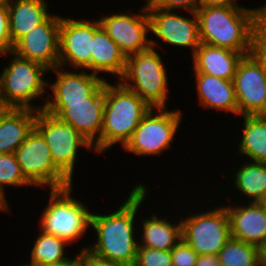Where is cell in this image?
Returning a JSON list of instances; mask_svg holds the SVG:
<instances>
[{"label":"cell","instance_id":"6da1fadb","mask_svg":"<svg viewBox=\"0 0 266 266\" xmlns=\"http://www.w3.org/2000/svg\"><path fill=\"white\" fill-rule=\"evenodd\" d=\"M196 15L201 43L251 54L266 27V3L258 8L201 5Z\"/></svg>","mask_w":266,"mask_h":266},{"label":"cell","instance_id":"7a4b0ae2","mask_svg":"<svg viewBox=\"0 0 266 266\" xmlns=\"http://www.w3.org/2000/svg\"><path fill=\"white\" fill-rule=\"evenodd\" d=\"M147 190L146 185L139 183L116 211L92 214L90 228L96 232L97 240L87 246L90 251L114 263L134 266L139 246L134 222L140 205L147 199Z\"/></svg>","mask_w":266,"mask_h":266},{"label":"cell","instance_id":"3957f363","mask_svg":"<svg viewBox=\"0 0 266 266\" xmlns=\"http://www.w3.org/2000/svg\"><path fill=\"white\" fill-rule=\"evenodd\" d=\"M118 82V83H117ZM104 87V113L100 135V154L115 144L122 147L151 107L120 81Z\"/></svg>","mask_w":266,"mask_h":266},{"label":"cell","instance_id":"277c9868","mask_svg":"<svg viewBox=\"0 0 266 266\" xmlns=\"http://www.w3.org/2000/svg\"><path fill=\"white\" fill-rule=\"evenodd\" d=\"M157 43L151 38L149 48L126 57V68L119 81L151 108H165L169 82L162 58L155 50Z\"/></svg>","mask_w":266,"mask_h":266},{"label":"cell","instance_id":"5b68a950","mask_svg":"<svg viewBox=\"0 0 266 266\" xmlns=\"http://www.w3.org/2000/svg\"><path fill=\"white\" fill-rule=\"evenodd\" d=\"M13 56L8 66L0 73V84L4 103L7 108L44 110V105L32 104L36 98L47 95L48 80H44L49 69L40 63ZM45 74V75H44ZM46 91V92H45Z\"/></svg>","mask_w":266,"mask_h":266},{"label":"cell","instance_id":"8992f818","mask_svg":"<svg viewBox=\"0 0 266 266\" xmlns=\"http://www.w3.org/2000/svg\"><path fill=\"white\" fill-rule=\"evenodd\" d=\"M73 184L60 189H50L49 203L41 213L42 232L73 243L91 227L92 213L86 204L71 196Z\"/></svg>","mask_w":266,"mask_h":266},{"label":"cell","instance_id":"52a82bcc","mask_svg":"<svg viewBox=\"0 0 266 266\" xmlns=\"http://www.w3.org/2000/svg\"><path fill=\"white\" fill-rule=\"evenodd\" d=\"M34 128L49 146L54 165L72 182L79 147L94 151L93 145L70 124L45 110L37 111Z\"/></svg>","mask_w":266,"mask_h":266},{"label":"cell","instance_id":"ba28073f","mask_svg":"<svg viewBox=\"0 0 266 266\" xmlns=\"http://www.w3.org/2000/svg\"><path fill=\"white\" fill-rule=\"evenodd\" d=\"M182 114L180 109L151 108L123 149L136 156H159L173 144L174 136L180 130Z\"/></svg>","mask_w":266,"mask_h":266},{"label":"cell","instance_id":"9c48e42d","mask_svg":"<svg viewBox=\"0 0 266 266\" xmlns=\"http://www.w3.org/2000/svg\"><path fill=\"white\" fill-rule=\"evenodd\" d=\"M180 218L182 239L198 255H217L231 238L229 218L225 206L213 207Z\"/></svg>","mask_w":266,"mask_h":266},{"label":"cell","instance_id":"30bf717a","mask_svg":"<svg viewBox=\"0 0 266 266\" xmlns=\"http://www.w3.org/2000/svg\"><path fill=\"white\" fill-rule=\"evenodd\" d=\"M15 155L23 175L35 187L45 186L50 190L74 184L54 165L49 146L35 128L16 149Z\"/></svg>","mask_w":266,"mask_h":266},{"label":"cell","instance_id":"8fae6325","mask_svg":"<svg viewBox=\"0 0 266 266\" xmlns=\"http://www.w3.org/2000/svg\"><path fill=\"white\" fill-rule=\"evenodd\" d=\"M101 27L98 20L61 17L59 31V66L88 70L91 73V51L94 33ZM68 63V64H67Z\"/></svg>","mask_w":266,"mask_h":266},{"label":"cell","instance_id":"7c38bea8","mask_svg":"<svg viewBox=\"0 0 266 266\" xmlns=\"http://www.w3.org/2000/svg\"><path fill=\"white\" fill-rule=\"evenodd\" d=\"M104 89L92 101L46 102L44 110L70 124L100 154V135L104 113Z\"/></svg>","mask_w":266,"mask_h":266},{"label":"cell","instance_id":"4fadbf2b","mask_svg":"<svg viewBox=\"0 0 266 266\" xmlns=\"http://www.w3.org/2000/svg\"><path fill=\"white\" fill-rule=\"evenodd\" d=\"M141 10L142 13L117 12L108 16L103 15L99 19L103 29L126 57L151 46L147 36L150 32V18L146 8L142 7Z\"/></svg>","mask_w":266,"mask_h":266},{"label":"cell","instance_id":"5bb4252c","mask_svg":"<svg viewBox=\"0 0 266 266\" xmlns=\"http://www.w3.org/2000/svg\"><path fill=\"white\" fill-rule=\"evenodd\" d=\"M238 116L266 115V82L260 62L248 54L239 61L233 78Z\"/></svg>","mask_w":266,"mask_h":266},{"label":"cell","instance_id":"9a60e30c","mask_svg":"<svg viewBox=\"0 0 266 266\" xmlns=\"http://www.w3.org/2000/svg\"><path fill=\"white\" fill-rule=\"evenodd\" d=\"M61 15L51 14L43 23L24 35L13 53L52 70L59 66V31Z\"/></svg>","mask_w":266,"mask_h":266},{"label":"cell","instance_id":"2e32d148","mask_svg":"<svg viewBox=\"0 0 266 266\" xmlns=\"http://www.w3.org/2000/svg\"><path fill=\"white\" fill-rule=\"evenodd\" d=\"M150 18V33L158 40L174 47H186L191 50V56L201 44L199 24L196 12H189L190 17L177 14L175 10H163L160 8L147 9Z\"/></svg>","mask_w":266,"mask_h":266},{"label":"cell","instance_id":"e0dca14e","mask_svg":"<svg viewBox=\"0 0 266 266\" xmlns=\"http://www.w3.org/2000/svg\"><path fill=\"white\" fill-rule=\"evenodd\" d=\"M55 72V82H48V88H51L50 94L45 97L43 105L46 102H77L92 101L105 87L106 79L94 73H88L85 70L77 72L64 71L63 67L57 66L49 70ZM51 98V100H50Z\"/></svg>","mask_w":266,"mask_h":266},{"label":"cell","instance_id":"ac0fdd59","mask_svg":"<svg viewBox=\"0 0 266 266\" xmlns=\"http://www.w3.org/2000/svg\"><path fill=\"white\" fill-rule=\"evenodd\" d=\"M246 203L224 205L231 237L258 247L266 238V202Z\"/></svg>","mask_w":266,"mask_h":266},{"label":"cell","instance_id":"d6986e66","mask_svg":"<svg viewBox=\"0 0 266 266\" xmlns=\"http://www.w3.org/2000/svg\"><path fill=\"white\" fill-rule=\"evenodd\" d=\"M243 56L240 52L201 43L191 56L193 72L233 81L237 65Z\"/></svg>","mask_w":266,"mask_h":266},{"label":"cell","instance_id":"ffe728a7","mask_svg":"<svg viewBox=\"0 0 266 266\" xmlns=\"http://www.w3.org/2000/svg\"><path fill=\"white\" fill-rule=\"evenodd\" d=\"M193 73L196 79L198 102L204 109L231 112L238 116V104L232 80H225L205 73Z\"/></svg>","mask_w":266,"mask_h":266},{"label":"cell","instance_id":"44dd1931","mask_svg":"<svg viewBox=\"0 0 266 266\" xmlns=\"http://www.w3.org/2000/svg\"><path fill=\"white\" fill-rule=\"evenodd\" d=\"M37 111L1 108L0 154L15 153L33 130Z\"/></svg>","mask_w":266,"mask_h":266},{"label":"cell","instance_id":"7402d4cb","mask_svg":"<svg viewBox=\"0 0 266 266\" xmlns=\"http://www.w3.org/2000/svg\"><path fill=\"white\" fill-rule=\"evenodd\" d=\"M46 0H13L8 5L12 46L50 15Z\"/></svg>","mask_w":266,"mask_h":266},{"label":"cell","instance_id":"603a6c76","mask_svg":"<svg viewBox=\"0 0 266 266\" xmlns=\"http://www.w3.org/2000/svg\"><path fill=\"white\" fill-rule=\"evenodd\" d=\"M126 68V56L121 52L119 46L108 36L101 26L93 36L91 51V71L99 75L108 73L123 76Z\"/></svg>","mask_w":266,"mask_h":266},{"label":"cell","instance_id":"cb8c5ba5","mask_svg":"<svg viewBox=\"0 0 266 266\" xmlns=\"http://www.w3.org/2000/svg\"><path fill=\"white\" fill-rule=\"evenodd\" d=\"M150 215H152L151 218L149 216L141 222L143 233H141V241H138V247L171 251L182 239L181 220L173 223L168 221L167 217L161 218L160 215L159 218L155 213Z\"/></svg>","mask_w":266,"mask_h":266},{"label":"cell","instance_id":"d4e9b609","mask_svg":"<svg viewBox=\"0 0 266 266\" xmlns=\"http://www.w3.org/2000/svg\"><path fill=\"white\" fill-rule=\"evenodd\" d=\"M242 138L237 146L247 160L266 163V115H242Z\"/></svg>","mask_w":266,"mask_h":266},{"label":"cell","instance_id":"484cf974","mask_svg":"<svg viewBox=\"0 0 266 266\" xmlns=\"http://www.w3.org/2000/svg\"><path fill=\"white\" fill-rule=\"evenodd\" d=\"M234 170V188L245 197L248 202H266V163L248 161Z\"/></svg>","mask_w":266,"mask_h":266},{"label":"cell","instance_id":"4316f807","mask_svg":"<svg viewBox=\"0 0 266 266\" xmlns=\"http://www.w3.org/2000/svg\"><path fill=\"white\" fill-rule=\"evenodd\" d=\"M36 241L34 240L33 248L31 249V260L29 264L36 266H46L59 264L68 259L65 252L67 242L54 235L46 234L42 231L37 234Z\"/></svg>","mask_w":266,"mask_h":266},{"label":"cell","instance_id":"83f0119b","mask_svg":"<svg viewBox=\"0 0 266 266\" xmlns=\"http://www.w3.org/2000/svg\"><path fill=\"white\" fill-rule=\"evenodd\" d=\"M217 255L221 266H259L258 248L232 237Z\"/></svg>","mask_w":266,"mask_h":266},{"label":"cell","instance_id":"f1b7e54d","mask_svg":"<svg viewBox=\"0 0 266 266\" xmlns=\"http://www.w3.org/2000/svg\"><path fill=\"white\" fill-rule=\"evenodd\" d=\"M32 186L23 175L15 153L0 154V197L7 203L5 187Z\"/></svg>","mask_w":266,"mask_h":266},{"label":"cell","instance_id":"f546056e","mask_svg":"<svg viewBox=\"0 0 266 266\" xmlns=\"http://www.w3.org/2000/svg\"><path fill=\"white\" fill-rule=\"evenodd\" d=\"M134 266H172L171 251L138 247Z\"/></svg>","mask_w":266,"mask_h":266},{"label":"cell","instance_id":"4dcf8cb0","mask_svg":"<svg viewBox=\"0 0 266 266\" xmlns=\"http://www.w3.org/2000/svg\"><path fill=\"white\" fill-rule=\"evenodd\" d=\"M172 266H195L198 254L183 239L171 250Z\"/></svg>","mask_w":266,"mask_h":266},{"label":"cell","instance_id":"1f68e13d","mask_svg":"<svg viewBox=\"0 0 266 266\" xmlns=\"http://www.w3.org/2000/svg\"><path fill=\"white\" fill-rule=\"evenodd\" d=\"M12 51L8 5L0 4V56L8 57Z\"/></svg>","mask_w":266,"mask_h":266},{"label":"cell","instance_id":"d6a6232c","mask_svg":"<svg viewBox=\"0 0 266 266\" xmlns=\"http://www.w3.org/2000/svg\"><path fill=\"white\" fill-rule=\"evenodd\" d=\"M200 6V0H154L150 8H160L172 11H176V9H184V11L196 12Z\"/></svg>","mask_w":266,"mask_h":266},{"label":"cell","instance_id":"836d02e7","mask_svg":"<svg viewBox=\"0 0 266 266\" xmlns=\"http://www.w3.org/2000/svg\"><path fill=\"white\" fill-rule=\"evenodd\" d=\"M79 255L80 266H123L118 263H114L110 260L102 258L92 251H90L87 247L82 246L81 252Z\"/></svg>","mask_w":266,"mask_h":266},{"label":"cell","instance_id":"e575fe53","mask_svg":"<svg viewBox=\"0 0 266 266\" xmlns=\"http://www.w3.org/2000/svg\"><path fill=\"white\" fill-rule=\"evenodd\" d=\"M251 54L260 62L266 82V27L257 37Z\"/></svg>","mask_w":266,"mask_h":266},{"label":"cell","instance_id":"d590c367","mask_svg":"<svg viewBox=\"0 0 266 266\" xmlns=\"http://www.w3.org/2000/svg\"><path fill=\"white\" fill-rule=\"evenodd\" d=\"M195 266H221L218 255H199Z\"/></svg>","mask_w":266,"mask_h":266},{"label":"cell","instance_id":"8d00e7d4","mask_svg":"<svg viewBox=\"0 0 266 266\" xmlns=\"http://www.w3.org/2000/svg\"><path fill=\"white\" fill-rule=\"evenodd\" d=\"M201 5L205 6H237L240 8H247L241 6L236 0H200Z\"/></svg>","mask_w":266,"mask_h":266},{"label":"cell","instance_id":"74e56055","mask_svg":"<svg viewBox=\"0 0 266 266\" xmlns=\"http://www.w3.org/2000/svg\"><path fill=\"white\" fill-rule=\"evenodd\" d=\"M259 266H266V238L257 247Z\"/></svg>","mask_w":266,"mask_h":266},{"label":"cell","instance_id":"f35d334b","mask_svg":"<svg viewBox=\"0 0 266 266\" xmlns=\"http://www.w3.org/2000/svg\"><path fill=\"white\" fill-rule=\"evenodd\" d=\"M46 266H80V260L79 255H75L74 258H70L62 263L59 264H52V265H46Z\"/></svg>","mask_w":266,"mask_h":266},{"label":"cell","instance_id":"ab89813d","mask_svg":"<svg viewBox=\"0 0 266 266\" xmlns=\"http://www.w3.org/2000/svg\"><path fill=\"white\" fill-rule=\"evenodd\" d=\"M0 211H2V212L7 211L8 213L10 212V209L8 208V203L3 201L1 197H0Z\"/></svg>","mask_w":266,"mask_h":266},{"label":"cell","instance_id":"60d3db41","mask_svg":"<svg viewBox=\"0 0 266 266\" xmlns=\"http://www.w3.org/2000/svg\"><path fill=\"white\" fill-rule=\"evenodd\" d=\"M0 108H7L2 97L1 84H0Z\"/></svg>","mask_w":266,"mask_h":266},{"label":"cell","instance_id":"b9f144b4","mask_svg":"<svg viewBox=\"0 0 266 266\" xmlns=\"http://www.w3.org/2000/svg\"><path fill=\"white\" fill-rule=\"evenodd\" d=\"M145 1H146L145 2L146 4L142 5V7L146 8V9L150 8L152 6L153 2H154V0H145Z\"/></svg>","mask_w":266,"mask_h":266},{"label":"cell","instance_id":"7bdbcfd3","mask_svg":"<svg viewBox=\"0 0 266 266\" xmlns=\"http://www.w3.org/2000/svg\"><path fill=\"white\" fill-rule=\"evenodd\" d=\"M13 0H0V4L9 5Z\"/></svg>","mask_w":266,"mask_h":266},{"label":"cell","instance_id":"ee69618b","mask_svg":"<svg viewBox=\"0 0 266 266\" xmlns=\"http://www.w3.org/2000/svg\"><path fill=\"white\" fill-rule=\"evenodd\" d=\"M18 266H36V265H32V264H29V263L26 262L25 264H21V265H18Z\"/></svg>","mask_w":266,"mask_h":266}]
</instances>
